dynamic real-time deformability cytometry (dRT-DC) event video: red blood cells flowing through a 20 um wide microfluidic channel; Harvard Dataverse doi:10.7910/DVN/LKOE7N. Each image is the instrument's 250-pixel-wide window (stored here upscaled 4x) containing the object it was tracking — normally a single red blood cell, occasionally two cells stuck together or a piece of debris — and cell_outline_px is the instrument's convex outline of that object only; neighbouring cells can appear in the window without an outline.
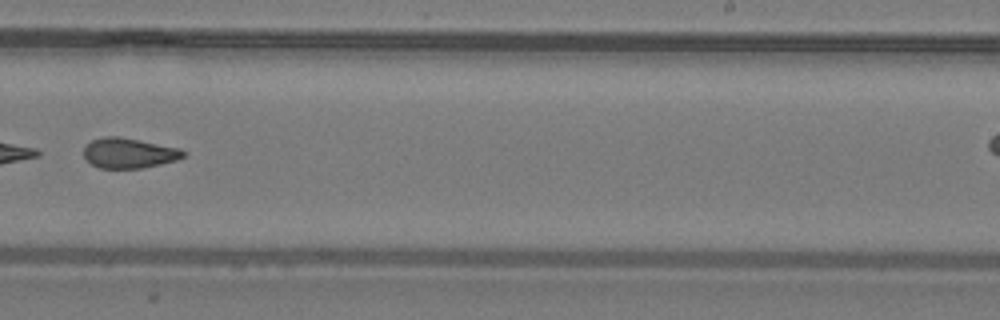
{"species": "common noctule bat (a hibernating species)", "species_latin": "Nyctalus noctula", "temperature_condition": "warm", "stored_images_in_passage": 35, "camera_frame_rate_fps": 3000, "um_per_image_px": 0.085, "animal": {"sex": "male", "body_mass_g": 19.2, "forearm_length_mm": 51.8}, "frame": {"image": 1, "passage_image": 25, "time_ms": 8.0, "image_size_px": [1000, 320], "cell_outline_px": [[184, 156], [176, 160], [160, 164], [140, 168], [100, 168], [92, 164], [84, 156], [84, 148], [92, 140], [104, 136], [120, 136], [180, 148], [184, 152]], "centroid_in_image_um": [10.95, 13.0], "position_along_channel_um": 278.0, "area_um2": 17.34}}